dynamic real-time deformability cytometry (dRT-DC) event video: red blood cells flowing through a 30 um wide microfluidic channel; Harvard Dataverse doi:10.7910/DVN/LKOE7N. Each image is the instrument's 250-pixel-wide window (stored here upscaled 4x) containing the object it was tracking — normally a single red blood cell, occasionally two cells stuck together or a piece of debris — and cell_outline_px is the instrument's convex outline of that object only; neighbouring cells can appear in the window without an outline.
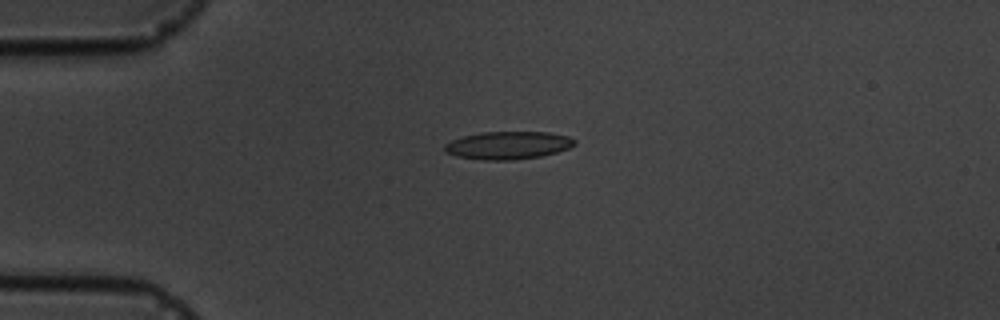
{"species": "common noctule bat (a hibernating species)", "species_latin": "Nyctalus noctula", "temperature_condition": "cold", "stored_images_in_passage": 5, "camera_frame_rate_fps": 3000, "um_per_image_px": 0.085, "animal": {"sex": "male", "body_mass_g": 19.5, "forearm_length_mm": 54.6}, "frame": {"image": 1, "passage_image": 4, "time_ms": 3.667, "image_size_px": [1000, 320], "cell_outline_px": [[576, 144], [568, 148], [556, 152], [540, 156], [512, 160], [484, 160], [456, 156], [444, 152], [444, 144], [452, 140], [464, 136], [484, 132], [548, 132], [568, 136], [576, 140]], "centroid_in_image_um": [43.18, 12.35], "position_along_channel_um": 41.8, "area_um2": 20.98}}